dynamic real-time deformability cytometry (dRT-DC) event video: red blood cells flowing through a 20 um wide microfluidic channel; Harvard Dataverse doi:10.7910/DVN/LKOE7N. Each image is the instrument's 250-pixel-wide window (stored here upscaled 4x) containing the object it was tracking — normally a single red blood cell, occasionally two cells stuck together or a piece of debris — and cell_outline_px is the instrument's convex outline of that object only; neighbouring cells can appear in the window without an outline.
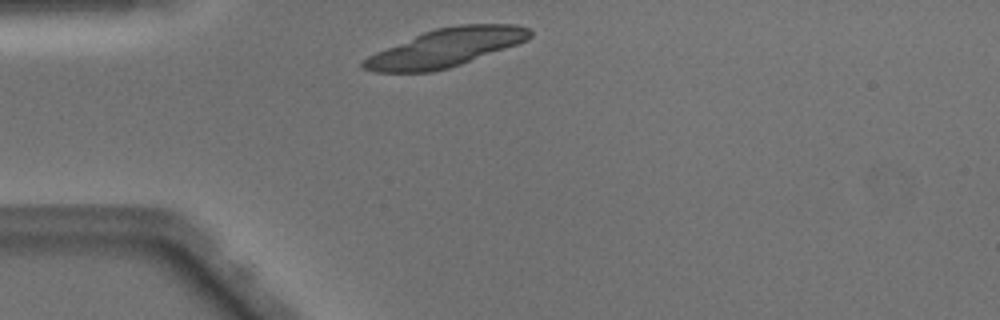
{"species": "Egyptian fruit bat (a non-hibernating species)", "species_latin": "Rousettus aegyptiacus", "temperature_condition": "warm", "stored_images_in_passage": 37, "camera_frame_rate_fps": 3000, "um_per_image_px": 0.085, "animal": {"sex": "male"}, "frame": {"image": 1, "passage_image": 1, "time_ms": 0.0, "image_size_px": [1000, 320], "cell_outline_px": [[532, 36], [528, 40], [460, 64], [448, 68], [432, 72], [376, 72], [360, 68], [360, 64], [368, 56], [376, 52], [424, 32], [436, 28], [460, 24], [516, 24], [528, 28], [532, 32]], "centroid_in_image_um": [37.89, 4.05], "position_along_channel_um": 47.1, "area_um2": 36.59}}